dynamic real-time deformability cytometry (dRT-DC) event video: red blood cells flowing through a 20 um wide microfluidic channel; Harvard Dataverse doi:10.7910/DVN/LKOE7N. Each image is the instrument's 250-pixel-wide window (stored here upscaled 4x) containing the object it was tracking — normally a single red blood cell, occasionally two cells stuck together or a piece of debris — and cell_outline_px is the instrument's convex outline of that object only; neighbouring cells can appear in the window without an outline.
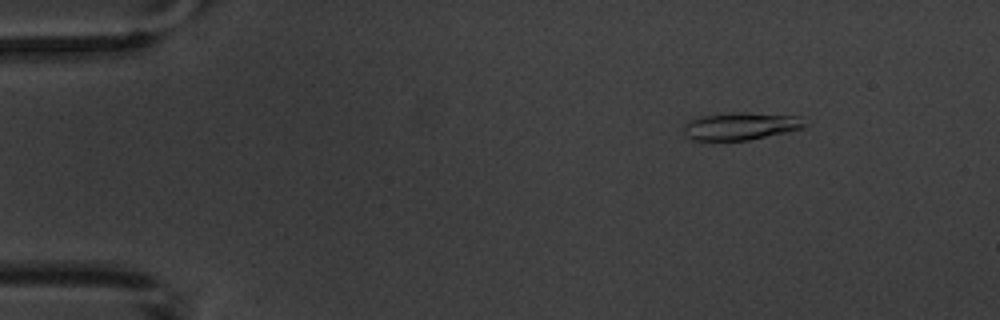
{"species": "common noctule bat (a hibernating species)", "species_latin": "Nyctalus noctula", "temperature_condition": "warm", "stored_images_in_passage": 5, "camera_frame_rate_fps": 3000, "um_per_image_px": 0.085, "animal": {"sex": "male", "body_mass_g": 20.1, "forearm_length_mm": 53.5}, "frame": {"image": 1, "passage_image": 3, "time_ms": 2.333, "image_size_px": [1000, 320], "cell_outline_px": [[808, 124], [804, 128], [748, 140], [692, 140], [684, 136], [684, 124], [700, 116], [732, 112], [740, 112], [800, 116]], "centroid_in_image_um": [62.96, 10.72], "position_along_channel_um": 22.0, "area_um2": 19.42}}